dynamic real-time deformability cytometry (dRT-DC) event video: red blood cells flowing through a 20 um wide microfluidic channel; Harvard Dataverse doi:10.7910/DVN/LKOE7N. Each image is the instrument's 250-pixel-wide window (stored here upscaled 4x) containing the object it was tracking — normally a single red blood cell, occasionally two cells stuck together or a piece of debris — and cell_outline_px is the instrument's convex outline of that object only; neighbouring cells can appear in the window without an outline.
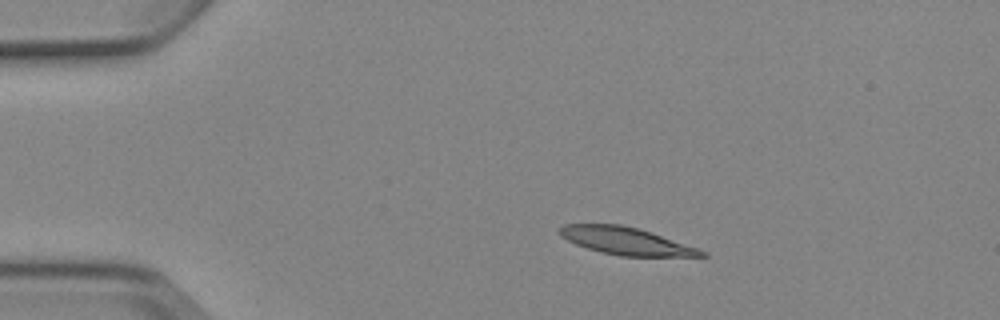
{"species": "Egyptian fruit bat (a non-hibernating species)", "species_latin": "Rousettus aegyptiacus", "temperature_condition": "cold", "stored_images_in_passage": 6, "camera_frame_rate_fps": 3000, "um_per_image_px": 0.085, "animal": {"sex": "female"}, "frame": {"image": 1, "passage_image": 2, "time_ms": 2.0, "image_size_px": [1000, 320], "cell_outline_px": [[708, 256], [620, 256], [600, 252], [576, 244], [560, 236], [556, 232], [564, 224], [620, 224], [652, 232], [708, 252]], "centroid_in_image_um": [53.19, 20.48], "position_along_channel_um": 31.8, "area_um2": 22.54}}
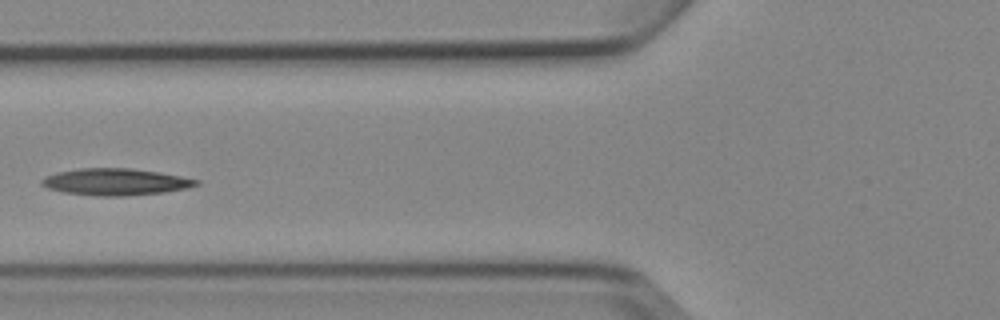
{"frame": {"image": 2, "passage_image": 5, "time_ms": 5.667, "image_size_px": [1000, 320], "cell_outline_px": [[200, 184], [188, 188], [164, 192], [124, 196], [96, 196], [64, 192], [48, 188], [40, 184], [40, 180], [44, 176], [56, 172], [80, 168], [132, 168], [160, 172], [200, 180]], "centroid_in_image_um": [9.81, 15.45], "position_along_channel_um": 116.0, "area_um2": 24.28}}
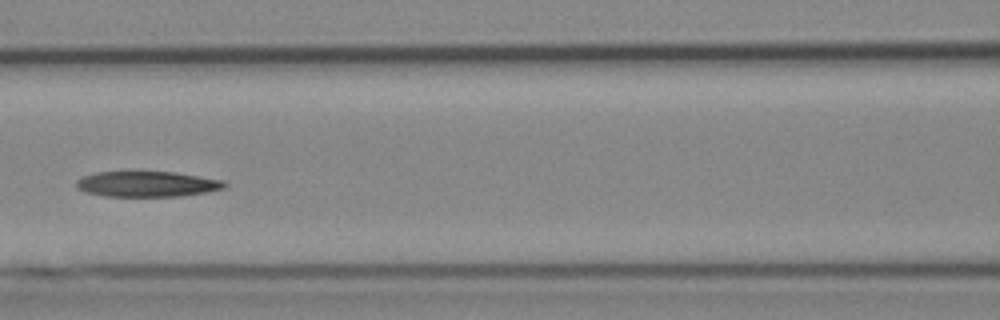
{"frame": {"image": 3, "passage_image": 6, "time_ms": 6.667, "image_size_px": [1000, 320], "cell_outline_px": [[228, 184], [224, 188], [204, 192], [180, 196], [104, 196], [84, 192], [76, 188], [76, 180], [84, 176], [96, 172], [176, 172], [224, 180]], "centroid_in_image_um": [12.49, 15.64], "position_along_channel_um": 154.1, "area_um2": 22.02}}